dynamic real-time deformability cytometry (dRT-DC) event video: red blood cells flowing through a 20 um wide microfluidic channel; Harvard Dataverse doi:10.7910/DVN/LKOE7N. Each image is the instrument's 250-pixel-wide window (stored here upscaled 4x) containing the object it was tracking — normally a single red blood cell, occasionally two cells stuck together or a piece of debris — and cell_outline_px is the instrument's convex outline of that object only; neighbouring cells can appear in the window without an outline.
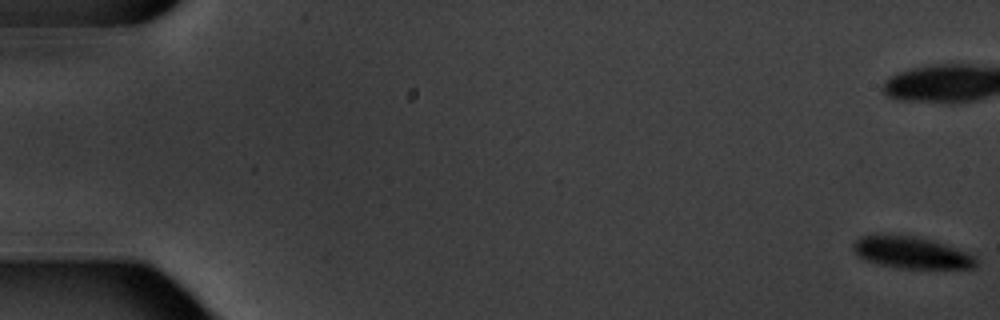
{"species": "common noctule bat (a hibernating species)", "species_latin": "Nyctalus noctula", "temperature_condition": "warm", "stored_images_in_passage": 6, "segment_of_instrument_passage": [2, 2], "camera_frame_rate_fps": 3000, "um_per_image_px": 0.085, "animal": {"sex": "male", "body_mass_g": 20.1, "forearm_length_mm": 53.5}, "frame": {"image": 1, "passage_image": 6, "time_ms": 7.0, "image_size_px": [1000, 320], "cell_outline_px": [[976, 268], [900, 268], [880, 264], [864, 260], [852, 248], [852, 244], [860, 236], [872, 232], [880, 232], [916, 236], [932, 240], [944, 244], [976, 256]], "centroid_in_image_um": [77.4, 21.42], "position_along_channel_um": 7.6, "area_um2": 23.18}}